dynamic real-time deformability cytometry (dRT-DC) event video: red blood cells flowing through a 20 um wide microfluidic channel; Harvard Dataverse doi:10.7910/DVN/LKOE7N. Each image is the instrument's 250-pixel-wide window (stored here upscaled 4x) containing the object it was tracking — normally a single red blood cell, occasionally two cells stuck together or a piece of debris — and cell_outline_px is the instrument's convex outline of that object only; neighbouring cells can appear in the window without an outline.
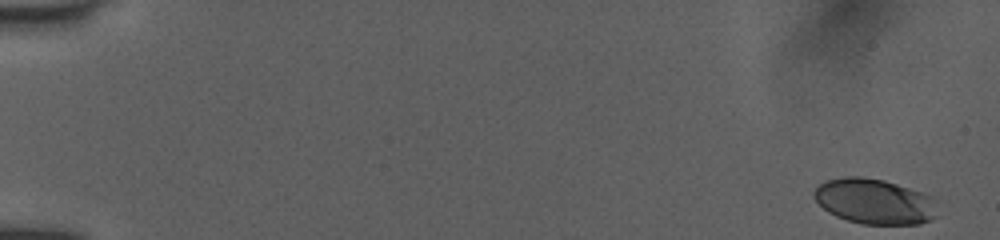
{"species": "human", "species_latin": "Homo sapiens", "temperature_condition": "room temperature", "stored_images_in_passage": 52, "camera_frame_rate_fps": 3000, "um_per_image_px": 0.085, "donor": {"sex": "female"}, "frame": {"image": 1, "passage_image": 1, "time_ms": 0.0, "image_size_px": [1000, 240], "cell_outline_px": [[936, 216], [932, 220], [920, 224], [860, 224], [836, 216], [828, 212], [812, 196], [812, 192], [820, 184], [828, 180], [844, 176], [860, 176], [884, 180], [924, 192], [932, 196]], "centroid_in_image_um": [74.32, 17.12], "position_along_channel_um": 10.7, "area_um2": 32.66}}
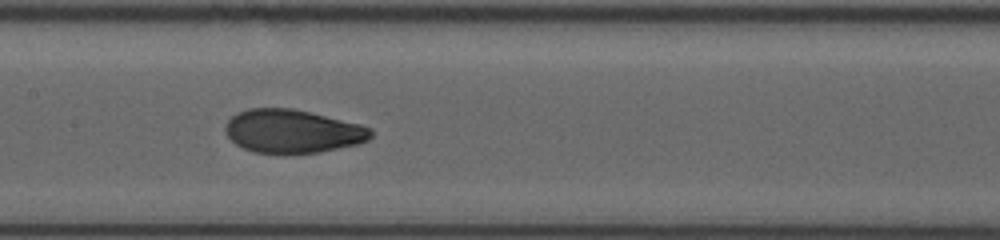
{"frame": {"image": 2, "passage_image": 27, "time_ms": 8.667, "image_size_px": [1000, 240], "cell_outline_px": [[372, 136], [368, 140], [360, 144], [320, 152], [252, 152], [236, 144], [228, 136], [224, 128], [228, 120], [236, 112], [248, 108], [292, 108], [360, 124], [372, 128]], "centroid_in_image_um": [24.87, 11.14], "position_along_channel_um": 182.5, "area_um2": 36.59}}
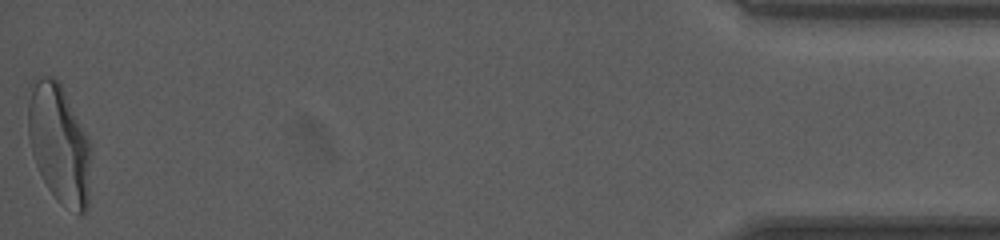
{"frame": {"image": 3, "passage_image": 52, "time_ms": 17.0, "image_size_px": [1000, 240], "cell_outline_px": [[88, 208], [80, 216], [60, 204], [56, 200], [48, 188], [36, 164], [32, 152], [28, 136], [28, 84], [36, 76], [56, 76], [60, 80], [88, 136]], "centroid_in_image_um": [4.98, 12.14], "position_along_channel_um": 430.2, "area_um2": 43.93}, "authors_computed_cell_mechanics": {"area_um2": 36.5585, "velocity_mm_per_s": 3.9909, "shape_relaxation_time_tau1_ms": 4.3141, "shape_relaxation_time_tau2_ms": 0.8366, "deformation_change_tau1": 0.196, "deformation_change_tau2": 0.0561}}